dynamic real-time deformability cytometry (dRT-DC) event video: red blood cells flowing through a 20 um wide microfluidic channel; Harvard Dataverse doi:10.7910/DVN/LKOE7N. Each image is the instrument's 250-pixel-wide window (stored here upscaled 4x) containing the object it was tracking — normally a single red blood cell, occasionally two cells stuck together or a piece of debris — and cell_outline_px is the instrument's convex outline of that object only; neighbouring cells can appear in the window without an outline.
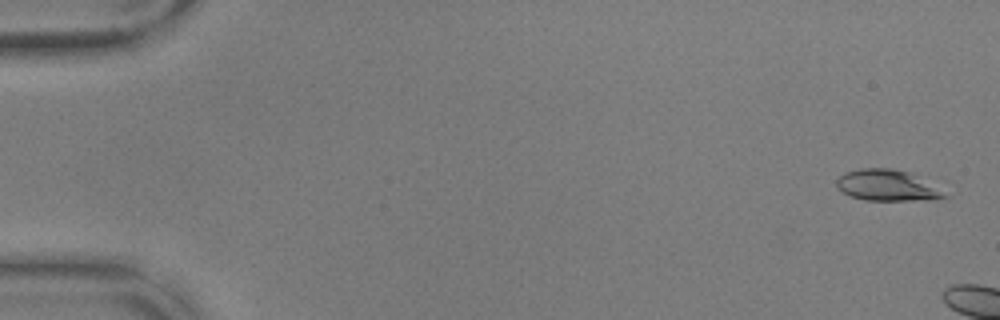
{"species": "common noctule bat (a hibernating species)", "species_latin": "Nyctalus noctula", "temperature_condition": "warm", "stored_images_in_passage": 6, "camera_frame_rate_fps": 3000, "um_per_image_px": 0.085, "animal": {"sex": "male", "body_mass_g": 17.9, "forearm_length_mm": 54.2}, "frame": {"image": 1, "passage_image": 2, "time_ms": 0.333, "image_size_px": [1000, 320], "cell_outline_px": [[948, 196], [936, 200], [864, 200], [852, 196], [836, 188], [836, 180], [844, 172], [860, 168], [888, 168], [912, 172]], "centroid_in_image_um": [75.36, 15.75], "position_along_channel_um": 9.6, "area_um2": 19.42}}